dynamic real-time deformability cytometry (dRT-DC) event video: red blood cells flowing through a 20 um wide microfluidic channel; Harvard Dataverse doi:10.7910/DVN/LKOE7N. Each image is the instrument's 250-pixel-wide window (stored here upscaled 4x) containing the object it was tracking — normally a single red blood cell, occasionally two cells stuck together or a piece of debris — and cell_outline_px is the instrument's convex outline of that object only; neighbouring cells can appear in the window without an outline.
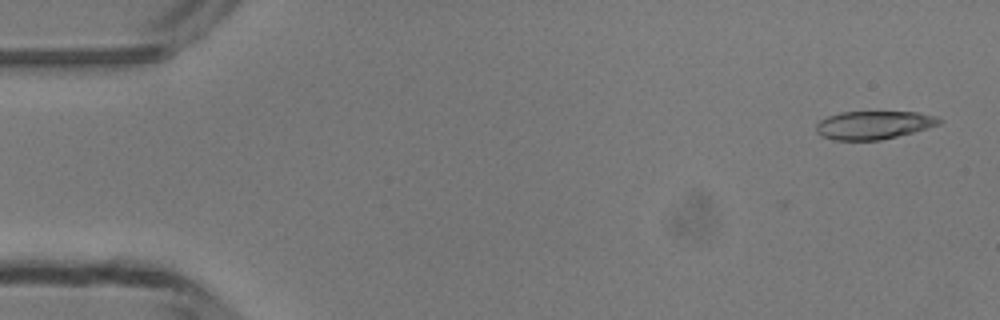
{"species": "common noctule bat (a hibernating species)", "species_latin": "Nyctalus noctula", "temperature_condition": "room temperature", "stored_images_in_passage": 48, "camera_frame_rate_fps": 3000, "um_per_image_px": 0.085, "animal": {"sex": "male", "body_mass_g": 13.3}, "frame": {"image": 1, "passage_image": 1, "time_ms": 0.0, "image_size_px": [1000, 320], "cell_outline_px": [[944, 120], [940, 124], [928, 128], [880, 140], [836, 140], [820, 136], [816, 132], [816, 124], [820, 120], [828, 116], [840, 112], [916, 112], [936, 116]], "centroid_in_image_um": [74.25, 10.62], "position_along_channel_um": 10.7, "area_um2": 20.23}}
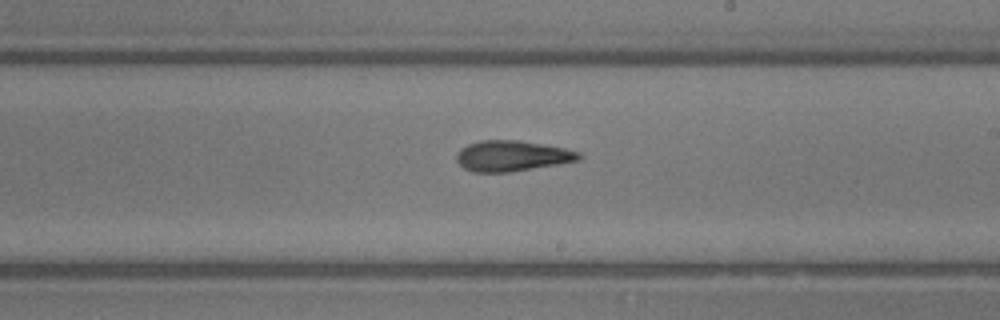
{"frame": {"image": 2, "passage_image": 27, "time_ms": 8.667, "image_size_px": [1000, 320], "cell_outline_px": [[584, 156], [580, 160], [508, 172], [472, 172], [464, 168], [456, 160], [456, 156], [460, 148], [468, 144], [480, 140], [520, 140], [564, 148], [580, 152]], "centroid_in_image_um": [43.51, 13.24], "position_along_channel_um": 245.5, "area_um2": 21.79}}
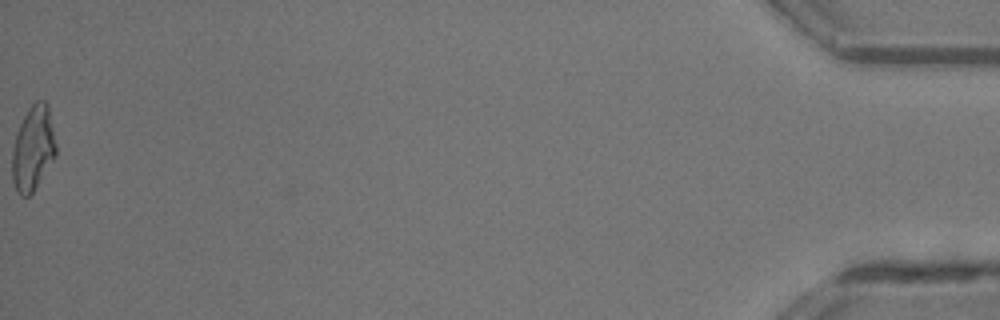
{"frame": {"image": 3, "passage_image": 48, "time_ms": 15.667, "image_size_px": [1000, 320], "cell_outline_px": [[56, 156], [32, 192], [28, 196], [20, 196], [12, 180], [12, 148], [20, 124], [28, 108], [36, 100], [44, 100], [48, 104], [56, 144]], "centroid_in_image_um": [2.81, 12.59], "position_along_channel_um": 432.4, "area_um2": 21.5}, "authors_computed_cell_mechanics": {"area_um2": 21.5016, "velocity_mm_per_s": 4.2128, "shape_relaxation_time_tau1_ms": 7.3008, "shape_relaxation_time_tau2_ms": 2.9541, "deformation_change_tau1": 0.2204, "deformation_change_tau2": 0.1378}}